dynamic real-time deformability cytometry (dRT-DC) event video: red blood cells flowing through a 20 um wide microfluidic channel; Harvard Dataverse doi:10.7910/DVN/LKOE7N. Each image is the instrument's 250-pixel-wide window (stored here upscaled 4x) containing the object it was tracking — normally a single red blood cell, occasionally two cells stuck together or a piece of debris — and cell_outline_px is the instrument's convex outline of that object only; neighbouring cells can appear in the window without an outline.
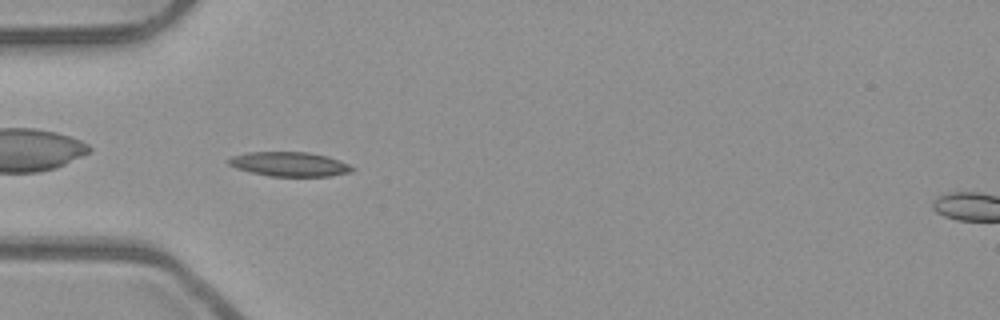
{"species": "common noctule bat (a hibernating species)", "species_latin": "Nyctalus noctula", "temperature_condition": "room temperature", "stored_images_in_passage": 39, "camera_frame_rate_fps": 3000, "um_per_image_px": 0.085, "animal": {"sex": "male", "body_mass_g": 23.1, "forearm_length_mm": 52.7}, "frame": {"image": 1, "passage_image": 3, "time_ms": 0.667, "image_size_px": [1000, 320], "cell_outline_px": [[356, 168], [352, 172], [332, 176], [268, 176], [236, 168], [228, 164], [224, 160], [232, 156], [248, 152], [308, 152], [328, 156], [340, 160]], "centroid_in_image_um": [24.61, 13.95], "position_along_channel_um": 60.4, "area_um2": 17.74}}
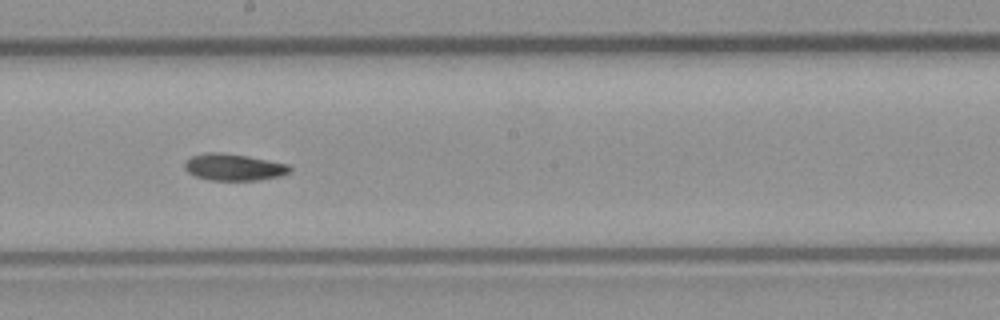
{"frame": {"image": 2, "passage_image": 16, "time_ms": 5.0, "image_size_px": [1000, 320], "cell_outline_px": [[292, 168], [288, 172], [280, 176], [260, 180], [208, 180], [196, 176], [188, 172], [184, 168], [184, 164], [192, 156], [208, 152], [216, 152], [248, 156], [288, 164]], "centroid_in_image_um": [19.87, 14.21], "position_along_channel_um": 228.3, "area_um2": 16.24}}
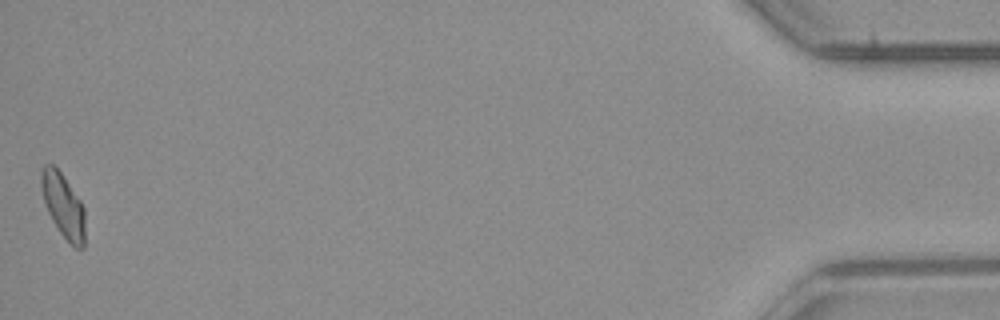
{"frame": {"image": 3, "passage_image": 39, "time_ms": 12.667, "image_size_px": [1000, 320], "cell_outline_px": [[84, 248], [76, 248], [60, 232], [52, 220], [48, 212], [44, 200], [40, 184], [40, 172], [44, 164], [52, 164], [60, 172], [80, 200], [84, 208]], "centroid_in_image_um": [5.36, 17.45], "position_along_channel_um": 429.8, "area_um2": 16.07}, "authors_computed_cell_mechanics": {"area_um2": 16.1262, "velocity_mm_per_s": 3.9252, "shape_relaxation_time_tau1_ms": 7.992, "shape_relaxation_time_tau2_ms": null, "deformation_change_tau1": 0.1692, "deformation_change_tau2": null}}